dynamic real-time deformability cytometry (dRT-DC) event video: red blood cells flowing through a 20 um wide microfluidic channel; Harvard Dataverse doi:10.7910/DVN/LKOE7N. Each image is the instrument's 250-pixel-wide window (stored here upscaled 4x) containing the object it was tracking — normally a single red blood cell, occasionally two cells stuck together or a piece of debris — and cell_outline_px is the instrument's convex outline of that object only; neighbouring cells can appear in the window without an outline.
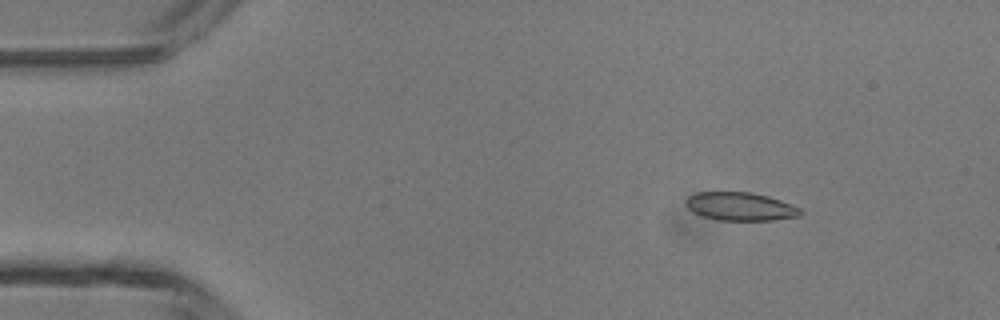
{"species": "common noctule bat (a hibernating species)", "species_latin": "Nyctalus noctula", "temperature_condition": "room temperature", "stored_images_in_passage": 42, "camera_frame_rate_fps": 3000, "um_per_image_px": 0.085, "animal": {"sex": "male", "body_mass_g": 13.3}, "frame": {"image": 1, "passage_image": 7, "time_ms": 2.0, "image_size_px": [1000, 320], "cell_outline_px": [[804, 212], [800, 216], [772, 220], [716, 220], [700, 216], [692, 212], [684, 204], [684, 200], [688, 196], [696, 192], [752, 192], [768, 196], [780, 200], [800, 208]], "centroid_in_image_um": [62.88, 17.55], "position_along_channel_um": 22.1, "area_um2": 19.13}}
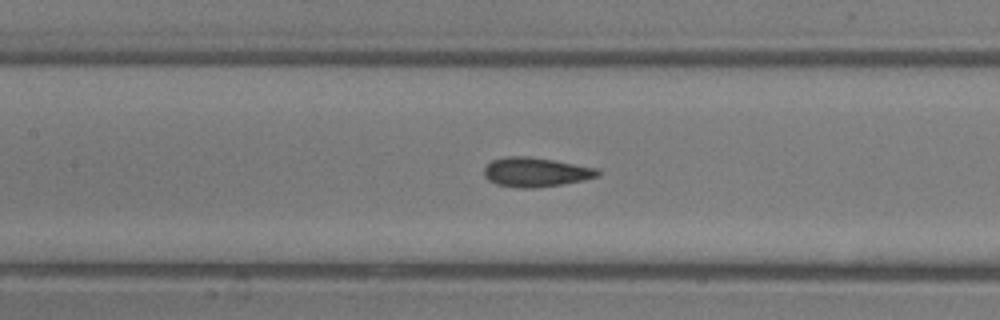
{"frame": {"image": 2, "passage_image": 22, "time_ms": 7.0, "image_size_px": [1000, 320], "cell_outline_px": [[600, 176], [584, 180], [536, 188], [516, 188], [496, 184], [488, 180], [484, 176], [484, 168], [492, 160], [504, 156], [528, 156], [552, 160], [596, 168], [600, 172]], "centroid_in_image_um": [45.5, 14.63], "position_along_channel_um": 161.9, "area_um2": 19.42}}
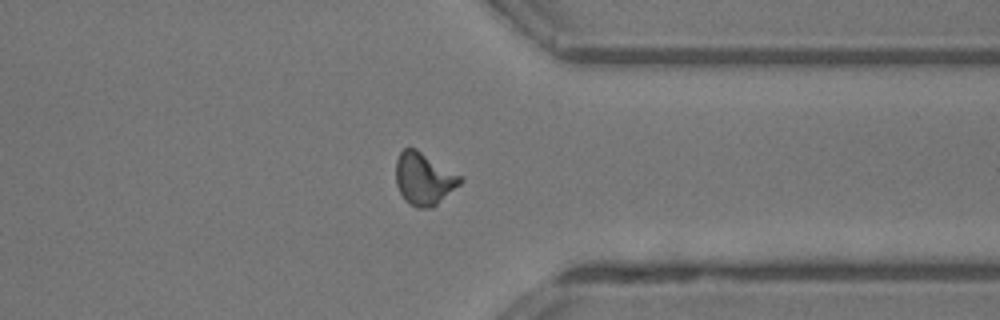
{"frame": {"image": 3, "passage_image": 37, "time_ms": 12.0, "image_size_px": [1000, 320], "cell_outline_px": [[464, 180], [460, 184], [432, 208], [416, 208], [404, 200], [396, 184], [396, 160], [400, 152], [404, 148], [416, 148], [464, 176]], "centroid_in_image_um": [36.05, 15.18], "position_along_channel_um": 375.3, "area_um2": 19.88}, "authors_computed_cell_mechanics": {"area_um2": 19.2763, "velocity_mm_per_s": 4.3705, "shape_relaxation_time_tau1_ms": 6.4481, "shape_relaxation_time_tau2_ms": 1.1686, "deformation_change_tau1": 0.1405, "deformation_change_tau2": 0.07}}